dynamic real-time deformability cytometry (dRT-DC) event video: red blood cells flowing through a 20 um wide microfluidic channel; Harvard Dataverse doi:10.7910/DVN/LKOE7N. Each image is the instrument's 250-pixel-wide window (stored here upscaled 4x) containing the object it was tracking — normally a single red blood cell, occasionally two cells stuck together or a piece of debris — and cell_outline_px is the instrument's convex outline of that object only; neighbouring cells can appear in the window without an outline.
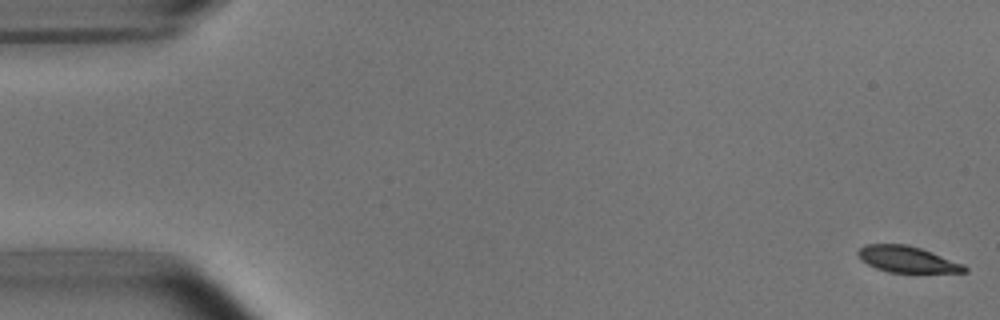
{"species": "common noctule bat (a hibernating species)", "species_latin": "Nyctalus noctula", "temperature_condition": "room temperature", "stored_images_in_passage": 7, "camera_frame_rate_fps": 3000, "um_per_image_px": 0.085, "animal": {"sex": "male", "body_mass_g": 15.6}, "frame": {"image": 1, "passage_image": 1, "time_ms": 0.0, "image_size_px": [1000, 320], "cell_outline_px": [[968, 272], [888, 272], [876, 268], [860, 260], [856, 252], [864, 244], [908, 244], [932, 252], [964, 264], [968, 268]], "centroid_in_image_um": [77.09, 22.03], "position_along_channel_um": 7.9, "area_um2": 16.3}}
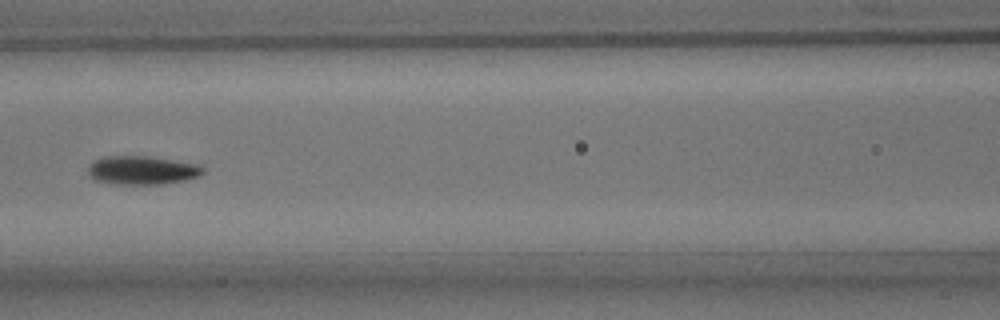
{"frame": {"image": 2, "passage_image": 7, "time_ms": 7.667, "image_size_px": [1000, 320], "cell_outline_px": [[204, 172], [200, 176], [184, 180], [160, 184], [116, 184], [96, 180], [88, 172], [88, 168], [92, 160], [104, 156], [148, 156], [196, 164], [204, 168]], "centroid_in_image_um": [12.06, 14.46], "position_along_channel_um": 154.5, "area_um2": 19.02}}